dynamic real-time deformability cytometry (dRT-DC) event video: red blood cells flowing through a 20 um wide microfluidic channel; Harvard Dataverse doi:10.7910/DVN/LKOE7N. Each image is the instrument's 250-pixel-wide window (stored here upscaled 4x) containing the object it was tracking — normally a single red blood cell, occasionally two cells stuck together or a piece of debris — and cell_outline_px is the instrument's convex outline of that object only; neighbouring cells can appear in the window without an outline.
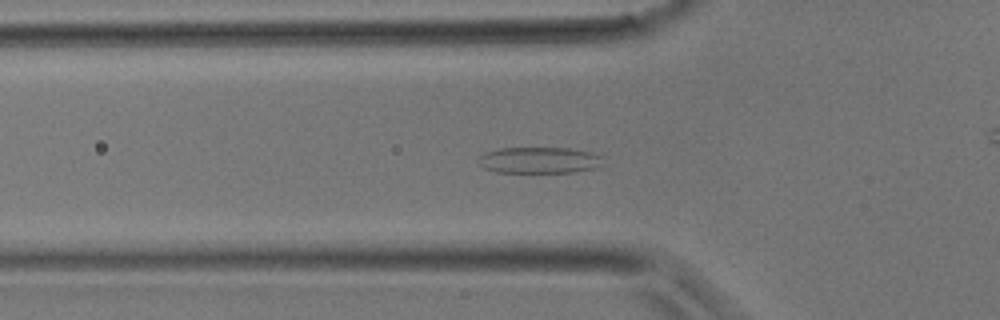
{"species": "common noctule bat (a hibernating species)", "species_latin": "Nyctalus noctula", "temperature_condition": "room temperature", "stored_images_in_passage": 42, "camera_frame_rate_fps": 3000, "um_per_image_px": 0.085, "animal": {"sex": "male", "body_mass_g": 17.9}, "frame": {"image": 1, "passage_image": 14, "time_ms": 4.333, "image_size_px": [1000, 320], "cell_outline_px": [[600, 164], [596, 168], [576, 172], [496, 172], [484, 168], [476, 160], [484, 152], [500, 148], [568, 148], [592, 152], [600, 156]], "centroid_in_image_um": [45.79, 13.61], "position_along_channel_um": 80.0, "area_um2": 19.02}}
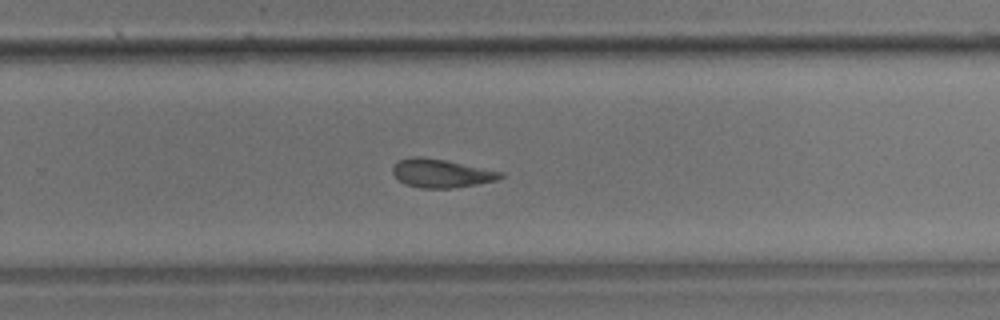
{"frame": {"image": 2, "passage_image": 27, "time_ms": 8.667, "image_size_px": [1000, 320], "cell_outline_px": [[504, 176], [496, 180], [476, 184], [452, 188], [420, 188], [404, 184], [392, 172], [392, 164], [400, 160], [412, 156], [420, 156], [444, 160], [504, 172]], "centroid_in_image_um": [37.48, 14.73], "position_along_channel_um": 292.3, "area_um2": 17.8}}
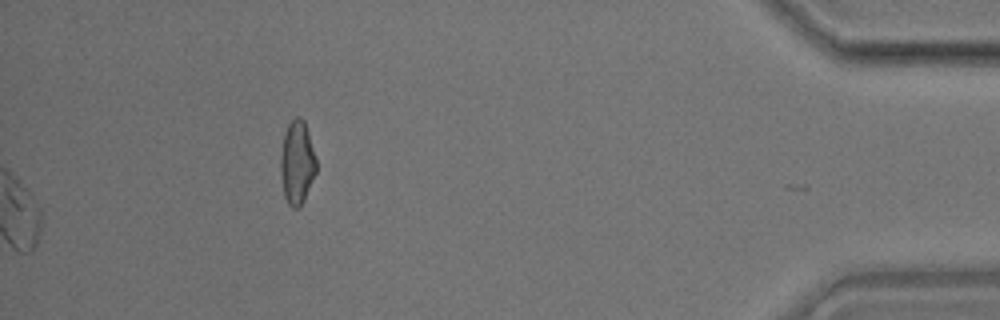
{"frame": {"image": 3, "passage_image": 42, "time_ms": 13.667, "image_size_px": [1000, 320], "cell_outline_px": [[316, 172], [304, 200], [300, 208], [292, 208], [288, 204], [284, 196], [280, 172], [280, 156], [284, 132], [288, 124], [296, 116], [300, 116], [304, 120], [308, 132], [316, 160]], "centroid_in_image_um": [25.23, 13.82], "position_along_channel_um": 410.0, "area_um2": 17.46}}